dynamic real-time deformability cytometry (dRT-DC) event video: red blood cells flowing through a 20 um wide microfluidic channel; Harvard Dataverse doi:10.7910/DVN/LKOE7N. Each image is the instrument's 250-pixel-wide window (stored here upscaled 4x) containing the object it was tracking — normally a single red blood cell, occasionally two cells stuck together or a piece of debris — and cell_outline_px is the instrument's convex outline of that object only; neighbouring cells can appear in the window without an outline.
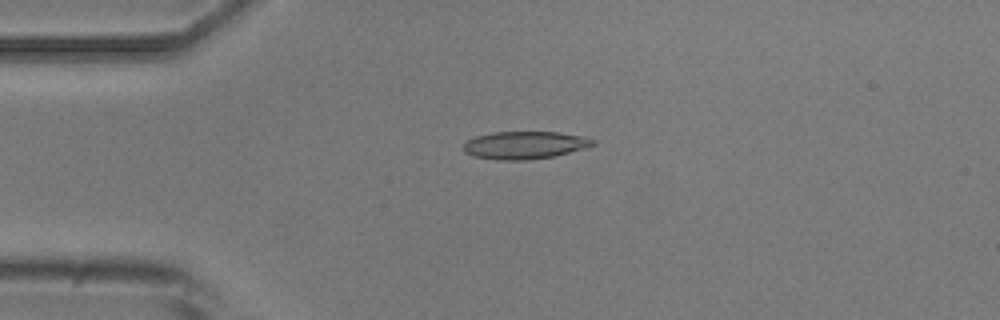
{"species": "common noctule bat (a hibernating species)", "species_latin": "Nyctalus noctula", "temperature_condition": "room temperature", "stored_images_in_passage": 5, "camera_frame_rate_fps": 3000, "um_per_image_px": 0.085, "animal": {"sex": "male", "body_mass_g": 20.5, "forearm_length_mm": 52.5}, "frame": {"image": 1, "passage_image": 4, "time_ms": 3.333, "image_size_px": [1000, 320], "cell_outline_px": [[596, 144], [568, 152], [552, 156], [528, 160], [500, 160], [472, 156], [464, 152], [464, 144], [468, 140], [476, 136], [492, 132], [556, 132], [584, 136], [596, 140]], "centroid_in_image_um": [44.58, 12.33], "position_along_channel_um": 40.4, "area_um2": 20.69}}